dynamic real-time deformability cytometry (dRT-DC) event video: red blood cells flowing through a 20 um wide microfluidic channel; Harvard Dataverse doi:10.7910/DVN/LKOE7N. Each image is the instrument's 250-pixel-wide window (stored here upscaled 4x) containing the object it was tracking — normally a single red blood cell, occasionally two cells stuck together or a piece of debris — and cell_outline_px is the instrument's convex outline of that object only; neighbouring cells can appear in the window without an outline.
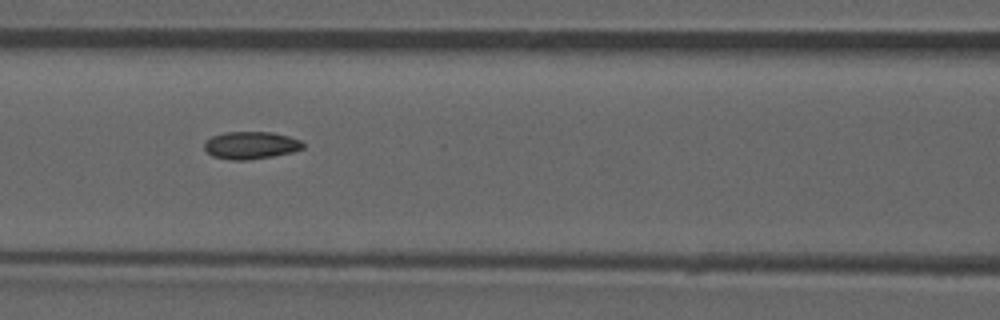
{"species": "common noctule bat (a hibernating species)", "species_latin": "Nyctalus noctula", "temperature_condition": "room temperature", "stored_images_in_passage": 53, "camera_frame_rate_fps": 3000, "um_per_image_px": 0.085, "animal": {"sex": "male", "forearm_length_mm": 52.5}, "frame": {"image": 1, "passage_image": 23, "time_ms": 7.333, "image_size_px": [1000, 320], "cell_outline_px": [[304, 148], [292, 152], [272, 156], [248, 160], [232, 160], [212, 156], [204, 148], [204, 144], [212, 136], [224, 132], [272, 132], [288, 136], [300, 140], [304, 144]], "centroid_in_image_um": [21.33, 12.35], "position_along_channel_um": 145.3, "area_um2": 15.72}, "authors_computed_cell_mechanics": {"area_um2": 15.606, "velocity_mm_per_s": 3.9274, "shape_relaxation_time_tau1_ms": null, "shape_relaxation_time_tau2_ms": 4.7756, "deformation_change_tau1": null, "deformation_change_tau2": 0.0861}}